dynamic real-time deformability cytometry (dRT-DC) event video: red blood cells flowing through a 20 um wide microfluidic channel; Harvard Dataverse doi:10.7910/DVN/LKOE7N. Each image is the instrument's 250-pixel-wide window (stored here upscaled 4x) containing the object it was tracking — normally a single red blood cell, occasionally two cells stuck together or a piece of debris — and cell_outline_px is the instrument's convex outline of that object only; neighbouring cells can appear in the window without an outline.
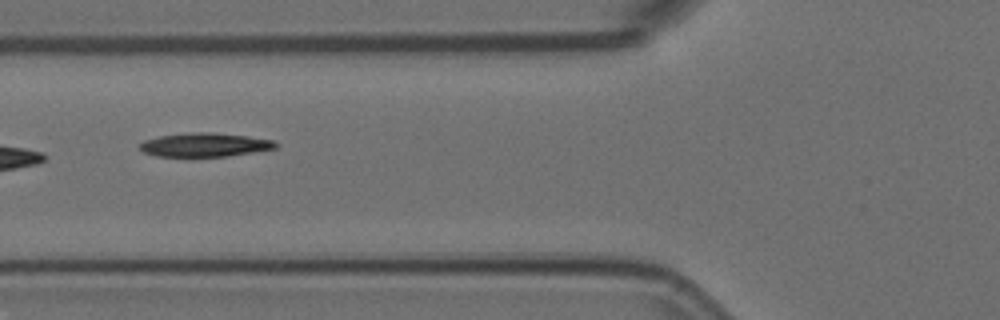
{"species": "Egyptian fruit bat (a non-hibernating species)", "species_latin": "Rousettus aegyptiacus", "temperature_condition": "room temperature", "stored_images_in_passage": 14, "camera_frame_rate_fps": 3000, "um_per_image_px": 0.085, "animal": {"sex": "female"}, "frame": {"image": 1, "passage_image": 5, "time_ms": 1.333, "image_size_px": [1000, 320], "cell_outline_px": [[280, 144], [276, 148], [228, 156], [156, 156], [144, 152], [140, 148], [140, 144], [144, 140], [160, 136], [192, 132], [212, 132], [248, 136], [272, 140]], "centroid_in_image_um": [17.43, 12.3], "position_along_channel_um": 108.4, "area_um2": 18.67}}
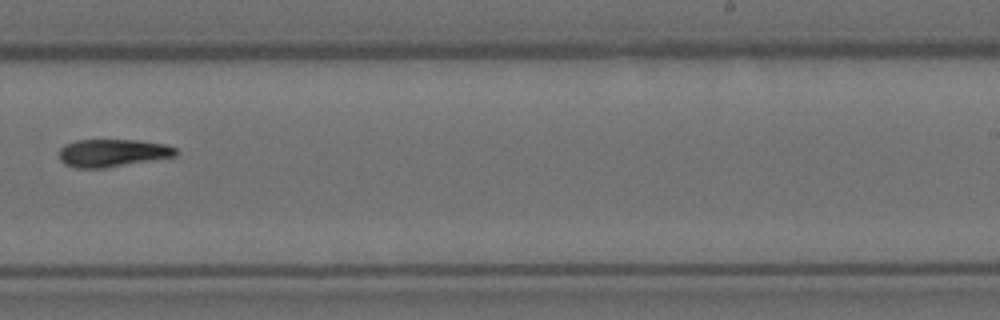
{"frame": {"image": 2, "passage_image": 9, "time_ms": 2.667, "image_size_px": [1000, 320], "cell_outline_px": [[180, 152], [176, 156], [104, 168], [76, 168], [64, 164], [60, 160], [60, 148], [64, 144], [76, 140], [140, 140], [168, 144], [176, 148]], "centroid_in_image_um": [9.59, 12.99], "position_along_channel_um": 279.4, "area_um2": 19.02}}
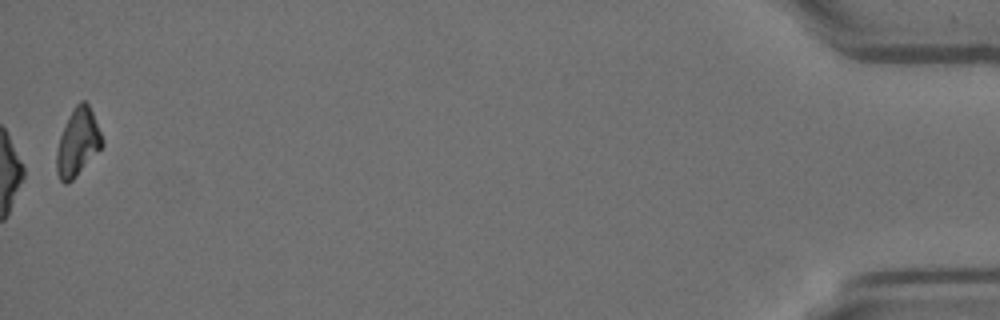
{"frame": {"image": 3, "passage_image": 14, "time_ms": 4.333, "image_size_px": [1000, 320], "cell_outline_px": [[104, 144], [76, 176], [68, 184], [64, 184], [60, 180], [56, 172], [56, 152], [60, 136], [76, 104], [80, 100], [84, 100], [88, 104], [92, 112], [104, 140]], "centroid_in_image_um": [6.6, 12.13], "position_along_channel_um": 428.6, "area_um2": 17.57}}